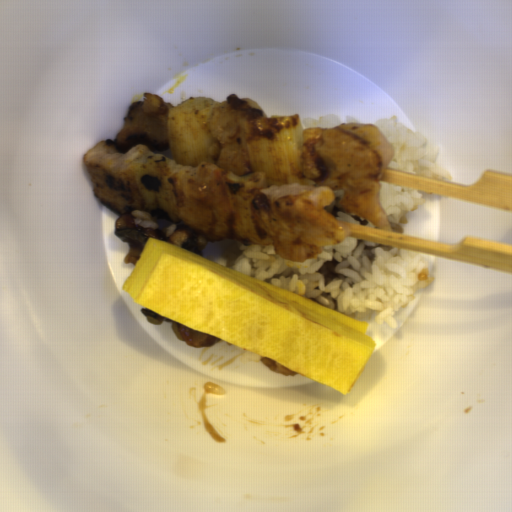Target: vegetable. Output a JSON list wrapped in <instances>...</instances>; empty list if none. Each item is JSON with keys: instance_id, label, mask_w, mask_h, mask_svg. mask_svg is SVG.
Returning <instances> with one entry per match:
<instances>
[{"instance_id": "obj_1", "label": "vegetable", "mask_w": 512, "mask_h": 512, "mask_svg": "<svg viewBox=\"0 0 512 512\" xmlns=\"http://www.w3.org/2000/svg\"><path fill=\"white\" fill-rule=\"evenodd\" d=\"M300 115L262 116L250 119L244 128L249 172L225 174L222 185L230 204L234 241L271 245L270 237L257 225L252 203L268 186H291L301 182Z\"/></svg>"}, {"instance_id": "obj_2", "label": "vegetable", "mask_w": 512, "mask_h": 512, "mask_svg": "<svg viewBox=\"0 0 512 512\" xmlns=\"http://www.w3.org/2000/svg\"><path fill=\"white\" fill-rule=\"evenodd\" d=\"M219 105L202 96L167 108V145L172 157L151 151L131 164L128 175L132 186L152 218L180 224L179 201L185 174L209 158L212 114Z\"/></svg>"}]
</instances>
